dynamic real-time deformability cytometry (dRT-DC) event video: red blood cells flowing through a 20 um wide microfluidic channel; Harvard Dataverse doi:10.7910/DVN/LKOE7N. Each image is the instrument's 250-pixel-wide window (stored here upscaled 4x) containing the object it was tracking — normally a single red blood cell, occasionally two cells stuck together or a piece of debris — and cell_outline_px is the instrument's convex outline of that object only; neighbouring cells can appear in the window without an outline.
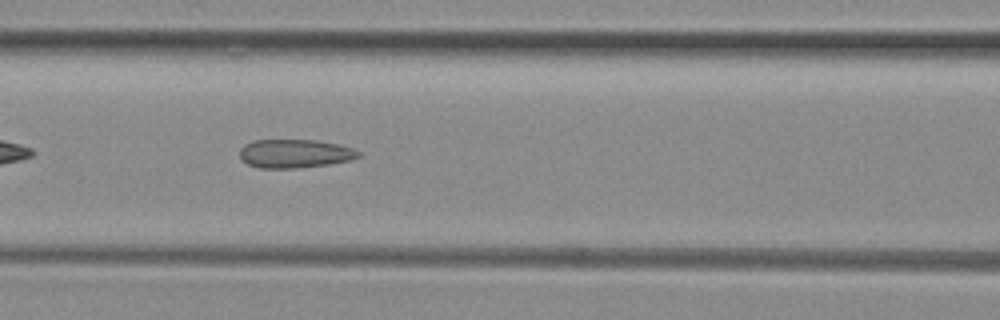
{"species": "common noctule bat (a hibernating species)", "species_latin": "Nyctalus noctula", "temperature_condition": "room temperature", "stored_images_in_passage": 38, "camera_frame_rate_fps": 3000, "um_per_image_px": 0.085, "animal": {"sex": "female", "body_mass_g": 29.2, "forearm_length_mm": 56.3}, "frame": {"image": 1, "passage_image": 8, "time_ms": 2.333, "image_size_px": [1000, 320], "cell_outline_px": [[360, 156], [352, 160], [332, 164], [296, 168], [260, 168], [248, 164], [240, 160], [240, 148], [244, 144], [252, 140], [316, 140], [336, 144], [352, 148], [360, 152]], "centroid_in_image_um": [25.04, 13.06], "position_along_channel_um": 141.6, "area_um2": 19.94}}
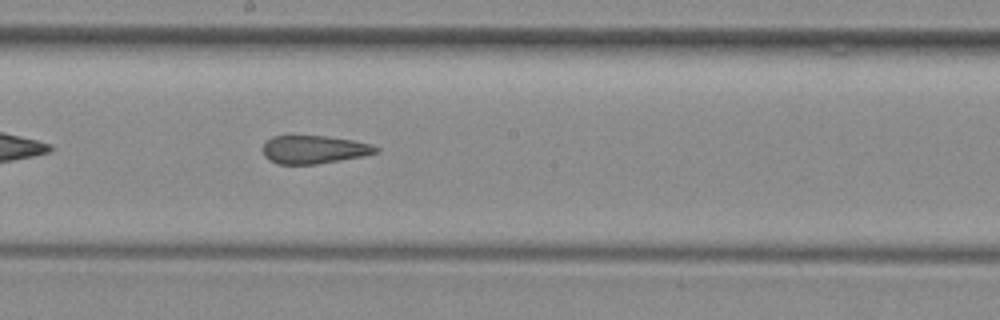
{"frame": {"image": 2, "passage_image": 14, "time_ms": 4.333, "image_size_px": [1000, 320], "cell_outline_px": [[380, 152], [364, 156], [316, 164], [276, 164], [268, 160], [264, 156], [264, 144], [272, 136], [324, 136], [352, 140], [372, 144], [380, 148]], "centroid_in_image_um": [26.72, 12.72], "position_along_channel_um": 221.5, "area_um2": 18.55}}
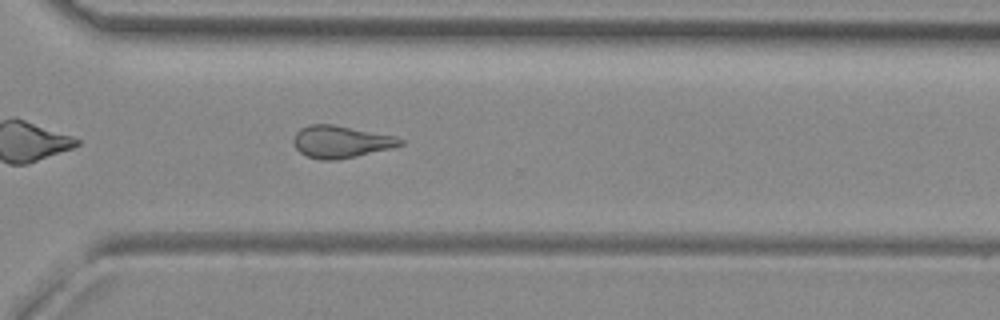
{"frame": {"image": 3, "passage_image": 23, "time_ms": 7.333, "image_size_px": [1000, 320], "cell_outline_px": [[404, 144], [388, 148], [336, 160], [320, 160], [308, 156], [300, 152], [296, 148], [292, 140], [296, 132], [300, 128], [308, 124], [332, 124], [396, 136], [404, 140]], "centroid_in_image_um": [28.93, 12.03], "position_along_channel_um": 341.7, "area_um2": 19.77}, "authors_computed_cell_mechanics": {"area_um2": 20.2011, "velocity_mm_per_s": 4.0094, "shape_relaxation_time_tau1_ms": null, "shape_relaxation_time_tau2_ms": 2.4184, "deformation_change_tau1": null, "deformation_change_tau2": 0.1208}}